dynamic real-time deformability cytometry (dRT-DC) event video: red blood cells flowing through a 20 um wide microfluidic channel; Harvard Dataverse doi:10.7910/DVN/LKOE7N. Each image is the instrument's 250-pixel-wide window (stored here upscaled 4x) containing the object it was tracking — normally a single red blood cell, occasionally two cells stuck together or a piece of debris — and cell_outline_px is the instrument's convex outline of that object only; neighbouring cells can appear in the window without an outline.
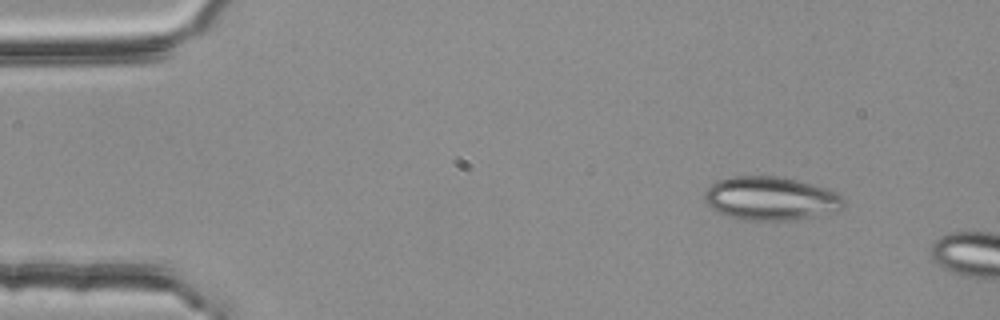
{"species": "common noctule bat (a hibernating species)", "species_latin": "Nyctalus noctula", "temperature_condition": "room temperature", "stored_images_in_passage": 2, "segment_of_instrument_passage": [2, 2], "camera_frame_rate_fps": 3000, "um_per_image_px": 0.085, "animal": {"sex": "female", "body_mass_g": 25.1}, "frame": {"image": 1, "passage_image": 2, "time_ms": 0.333, "image_size_px": [1000, 320], "cell_outline_px": [[844, 208], [836, 212], [788, 220], [744, 220], [724, 216], [716, 212], [704, 200], [704, 192], [716, 180], [732, 176], [776, 176], [796, 180], [828, 188], [840, 192], [844, 196]], "centroid_in_image_um": [65.52, 16.87], "position_along_channel_um": 19.5, "area_um2": 35.72}}